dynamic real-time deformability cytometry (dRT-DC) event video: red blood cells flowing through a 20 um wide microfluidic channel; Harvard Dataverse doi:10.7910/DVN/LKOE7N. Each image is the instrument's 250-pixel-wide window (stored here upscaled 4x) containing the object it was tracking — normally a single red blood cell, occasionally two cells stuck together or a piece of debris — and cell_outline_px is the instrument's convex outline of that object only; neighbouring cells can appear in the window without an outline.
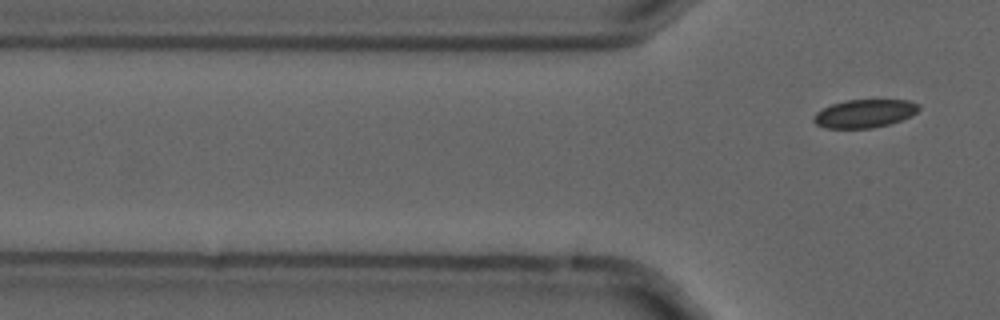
{"species": "common noctule bat (a hibernating species)", "species_latin": "Nyctalus noctula", "temperature_condition": "cold", "stored_images_in_passage": 2, "camera_frame_rate_fps": 3000, "um_per_image_px": 0.085, "animal": {"sex": "male", "forearm_length_mm": 52.5}, "frame": {"image": 1, "passage_image": 2, "time_ms": 0.333, "image_size_px": [1000, 320], "cell_outline_px": [[920, 108], [912, 116], [888, 124], [872, 128], [824, 128], [816, 124], [812, 120], [812, 116], [816, 112], [832, 104], [848, 100], [908, 100], [920, 104]], "centroid_in_image_um": [73.48, 9.65], "position_along_channel_um": 52.3, "area_um2": 17.28}}